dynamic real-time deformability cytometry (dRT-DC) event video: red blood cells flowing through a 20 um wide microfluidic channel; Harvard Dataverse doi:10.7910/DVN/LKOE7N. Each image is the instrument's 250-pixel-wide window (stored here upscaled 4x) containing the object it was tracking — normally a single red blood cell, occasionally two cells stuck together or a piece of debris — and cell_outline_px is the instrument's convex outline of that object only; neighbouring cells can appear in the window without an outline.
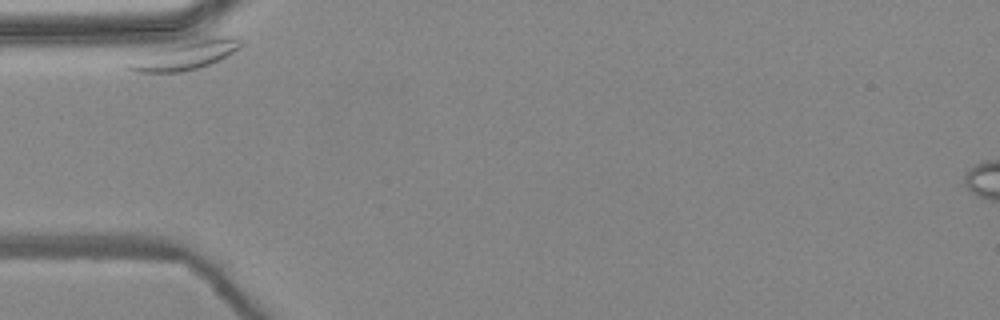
{"species": "common noctule bat (a hibernating species)", "species_latin": "Nyctalus noctula", "temperature_condition": "warm", "stored_images_in_passage": 1, "camera_frame_rate_fps": 3000, "um_per_image_px": 0.085, "animal": {"sex": "female", "body_mass_g": 24.6, "forearm_length_mm": 56.2}, "frame": {"image": 1, "passage_image": 1, "time_ms": 0.0, "image_size_px": [1000, 320], "cell_outline_px": [[244, 44], [240, 48], [200, 68], [184, 72], [136, 72], [128, 68], [124, 64], [160, 48], [208, 36], [240, 36], [244, 40]], "centroid_in_image_um": [15.87, 4.67], "position_along_channel_um": 69.1, "area_um2": 18.55}}